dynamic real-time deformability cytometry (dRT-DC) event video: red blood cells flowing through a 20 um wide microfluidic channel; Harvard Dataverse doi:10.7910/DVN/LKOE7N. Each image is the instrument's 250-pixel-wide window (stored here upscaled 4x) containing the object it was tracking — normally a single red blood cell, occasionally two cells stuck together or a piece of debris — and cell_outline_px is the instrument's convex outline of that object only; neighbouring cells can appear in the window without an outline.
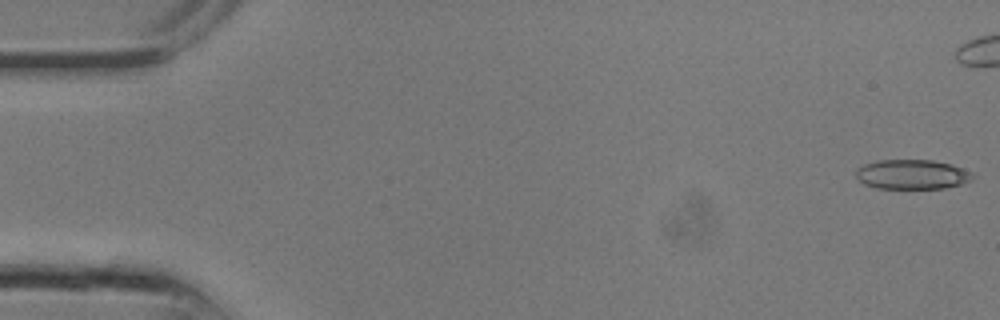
{"species": "common noctule bat (a hibernating species)", "species_latin": "Nyctalus noctula", "temperature_condition": "room temperature", "stored_images_in_passage": 11, "camera_frame_rate_fps": 3000, "um_per_image_px": 0.085, "animal": {"sex": "male", "body_mass_g": 13.3}, "frame": {"image": 1, "passage_image": 1, "time_ms": 0.0, "image_size_px": [1000, 320], "cell_outline_px": [[976, 176], [972, 180], [960, 184], [944, 188], [876, 188], [864, 184], [856, 176], [856, 168], [864, 164], [876, 160], [932, 160], [948, 164], [972, 172]], "centroid_in_image_um": [77.51, 14.82], "position_along_channel_um": 7.5, "area_um2": 20.06}}
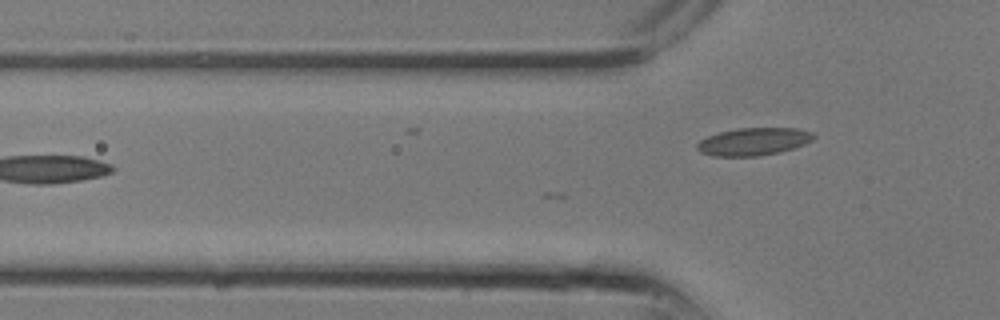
{"frame": {"image": 2, "passage_image": 11, "time_ms": 3.333, "image_size_px": [1000, 320], "cell_outline_px": [[816, 136], [812, 140], [804, 144], [780, 152], [760, 156], [712, 156], [700, 152], [696, 148], [696, 144], [700, 140], [708, 136], [720, 132], [736, 128], [796, 128], [812, 132]], "centroid_in_image_um": [64.03, 12.03], "position_along_channel_um": 61.8, "area_um2": 18.79}}